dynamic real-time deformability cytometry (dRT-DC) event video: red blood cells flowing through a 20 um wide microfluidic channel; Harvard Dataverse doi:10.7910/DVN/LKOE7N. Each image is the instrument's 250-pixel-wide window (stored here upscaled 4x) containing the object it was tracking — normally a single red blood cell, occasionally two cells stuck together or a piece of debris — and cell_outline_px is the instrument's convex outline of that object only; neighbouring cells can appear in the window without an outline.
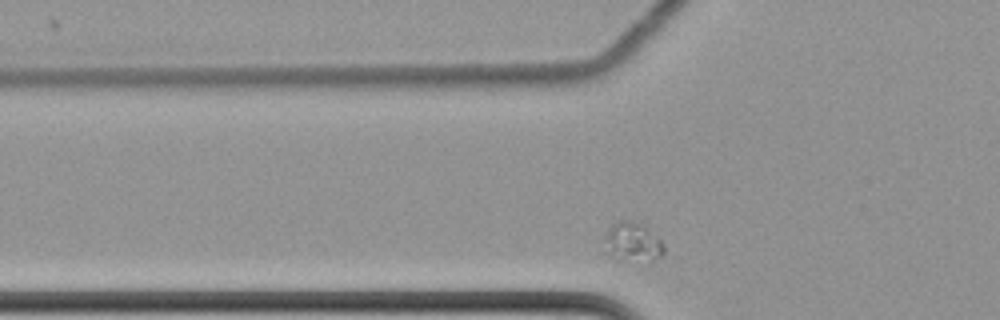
{"species": "common noctule bat (a hibernating species)", "species_latin": "Nyctalus noctula", "temperature_condition": "cold", "stored_images_in_passage": 35, "camera_frame_rate_fps": 3000, "um_per_image_px": 0.085, "animal": {"sex": "female", "body_mass_g": 22.7, "forearm_length_mm": 54.2}, "frame": {"image": 1, "passage_image": 6, "time_ms": 1.667, "image_size_px": [1000, 320], "cell_outline_px": [[664, 252], [660, 256], [620, 260], [616, 260], [604, 252], [604, 236], [608, 228], [612, 224], [620, 220], [632, 220], [640, 224], [656, 236], [664, 244]], "centroid_in_image_um": [53.66, 20.53], "position_along_channel_um": 72.1, "area_um2": 13.18}}
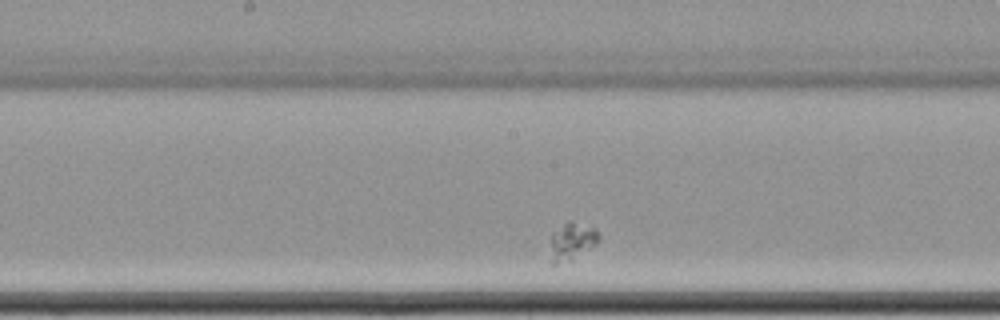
{"frame": {"image": 2, "passage_image": 18, "time_ms": 5.667, "image_size_px": [1000, 320], "cell_outline_px": [[600, 240], [596, 244], [572, 260], [556, 264], [552, 264], [552, 232], [568, 220], [572, 220], [596, 228], [600, 232]], "centroid_in_image_um": [48.67, 20.47], "position_along_channel_um": 199.5, "area_um2": 10.64}}
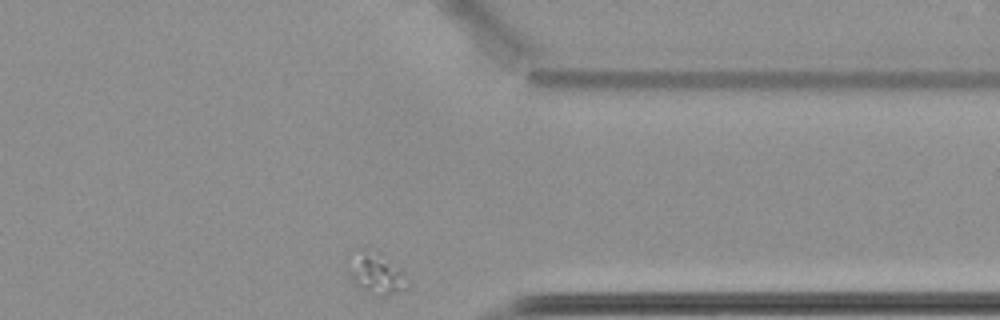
{"frame": {"image": 3, "passage_image": 35, "time_ms": 11.333, "image_size_px": [1000, 320], "cell_outline_px": [[400, 272], [396, 288], [392, 292], [384, 292], [368, 288], [352, 280], [348, 272], [344, 260], [352, 248], [364, 244], [380, 252]], "centroid_in_image_um": [31.59, 22.88], "position_along_channel_um": 379.8, "area_um2": 12.83}}